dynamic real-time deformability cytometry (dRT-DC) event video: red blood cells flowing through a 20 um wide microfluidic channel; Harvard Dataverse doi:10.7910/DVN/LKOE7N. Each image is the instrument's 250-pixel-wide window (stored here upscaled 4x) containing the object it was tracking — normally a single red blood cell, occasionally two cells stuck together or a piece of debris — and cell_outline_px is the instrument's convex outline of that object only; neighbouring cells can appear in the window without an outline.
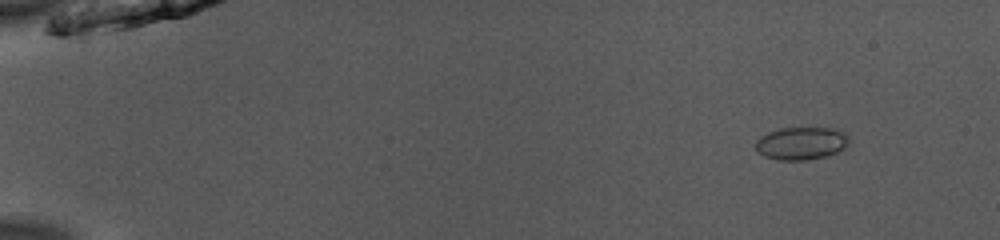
{"species": "common noctule bat (a hibernating species)", "species_latin": "Nyctalus noctula", "temperature_condition": "room temperature", "stored_images_in_passage": 52, "camera_frame_rate_fps": 3000, "um_per_image_px": 0.085, "animal": {"sex": "male", "body_mass_g": 13.0, "forearm_length_mm": 53.1}, "frame": {"image": 1, "passage_image": 6, "time_ms": 1.667, "image_size_px": [1000, 240], "cell_outline_px": [[848, 148], [824, 156], [804, 160], [780, 160], [764, 156], [756, 152], [756, 140], [760, 136], [768, 132], [780, 128], [840, 128], [848, 136]], "centroid_in_image_um": [68.12, 12.17], "position_along_channel_um": 16.9, "area_um2": 17.98}}
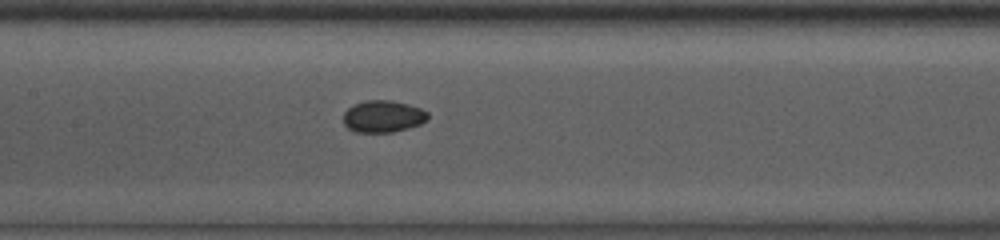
{"frame": {"image": 2, "passage_image": 27, "time_ms": 8.667, "image_size_px": [1000, 240], "cell_outline_px": [[428, 120], [420, 124], [408, 128], [392, 132], [356, 132], [348, 128], [344, 124], [344, 112], [352, 104], [364, 100], [392, 100], [408, 104], [420, 108], [428, 112]], "centroid_in_image_um": [32.55, 9.88], "position_along_channel_um": 174.8, "area_um2": 15.84}}
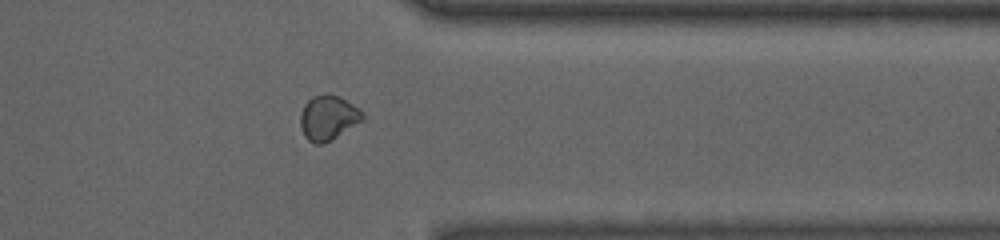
{"frame": {"image": 3, "passage_image": 43, "time_ms": 14.0, "image_size_px": [1000, 240], "cell_outline_px": [[364, 116], [360, 120], [332, 140], [324, 144], [316, 144], [308, 140], [304, 136], [300, 128], [300, 112], [304, 104], [312, 96], [328, 92], [340, 96], [364, 112]], "centroid_in_image_um": [27.84, 9.98], "position_along_channel_um": 383.6, "area_um2": 16.3}, "authors_computed_cell_mechanics": {"area_um2": 15.9528, "velocity_mm_per_s": 3.9746, "shape_relaxation_time_tau1_ms": null, "shape_relaxation_time_tau2_ms": 0.6761, "deformation_change_tau1": null, "deformation_change_tau2": 0.0237}}